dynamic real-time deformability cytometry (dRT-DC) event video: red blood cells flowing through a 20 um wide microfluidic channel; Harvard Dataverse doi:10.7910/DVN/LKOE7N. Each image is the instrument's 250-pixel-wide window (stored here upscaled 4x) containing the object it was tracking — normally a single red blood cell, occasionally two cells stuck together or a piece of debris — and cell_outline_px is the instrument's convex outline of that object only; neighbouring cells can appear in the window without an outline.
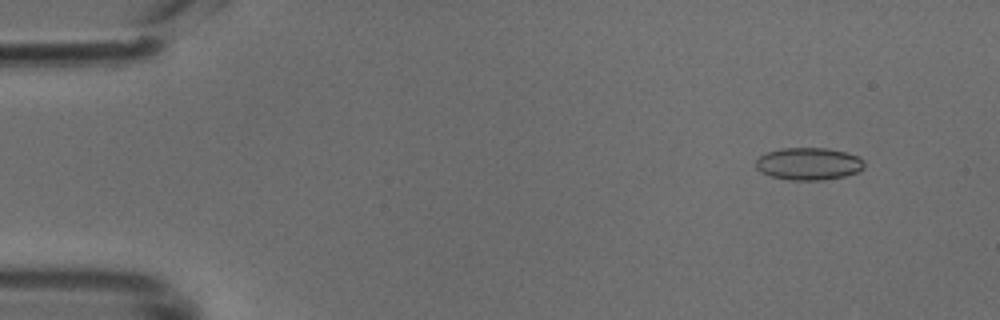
{"species": "common noctule bat (a hibernating species)", "species_latin": "Nyctalus noctula", "temperature_condition": "cold", "stored_images_in_passage": 11, "camera_frame_rate_fps": 3000, "um_per_image_px": 0.085, "animal": {"sex": "male", "body_mass_g": 18.8}, "frame": {"image": 1, "passage_image": 5, "time_ms": 1.333, "image_size_px": [1000, 320], "cell_outline_px": [[864, 168], [856, 172], [844, 176], [824, 180], [792, 180], [772, 176], [760, 172], [756, 168], [756, 160], [760, 156], [768, 152], [784, 148], [828, 148], [844, 152], [856, 156], [864, 160]], "centroid_in_image_um": [68.73, 13.92], "position_along_channel_um": 16.3, "area_um2": 20.29}}